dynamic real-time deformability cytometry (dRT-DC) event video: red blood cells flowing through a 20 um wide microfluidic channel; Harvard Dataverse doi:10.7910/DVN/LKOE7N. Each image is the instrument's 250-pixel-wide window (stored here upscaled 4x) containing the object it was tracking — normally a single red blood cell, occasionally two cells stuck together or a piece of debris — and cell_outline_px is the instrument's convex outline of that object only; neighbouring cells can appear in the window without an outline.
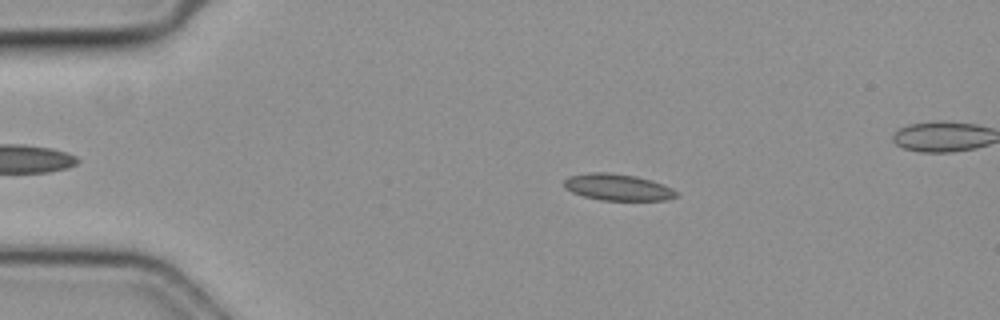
{"species": "common noctule bat (a hibernating species)", "species_latin": "Nyctalus noctula", "temperature_condition": "cold", "stored_images_in_passage": 48, "camera_frame_rate_fps": 3000, "um_per_image_px": 0.085, "animal": {"sex": "female", "body_mass_g": 19.3, "forearm_length_mm": 54.1}, "frame": {"image": 1, "passage_image": 11, "time_ms": 3.333, "image_size_px": [1000, 320], "cell_outline_px": [[680, 196], [664, 200], [600, 200], [584, 196], [572, 192], [564, 188], [564, 180], [568, 176], [592, 172], [608, 172], [636, 176], [652, 180], [672, 188]], "centroid_in_image_um": [52.5, 15.91], "position_along_channel_um": 32.5, "area_um2": 17.4}}
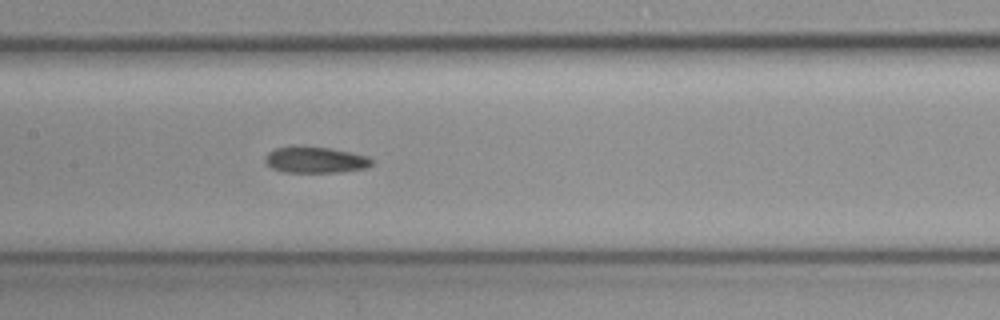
{"frame": {"image": 2, "passage_image": 27, "time_ms": 8.667, "image_size_px": [1000, 320], "cell_outline_px": [[372, 164], [364, 168], [340, 172], [284, 172], [272, 168], [264, 160], [264, 156], [268, 152], [276, 148], [292, 144], [328, 148], [352, 152], [368, 156], [372, 160]], "centroid_in_image_um": [26.75, 13.56], "position_along_channel_um": 180.6, "area_um2": 16.53}}
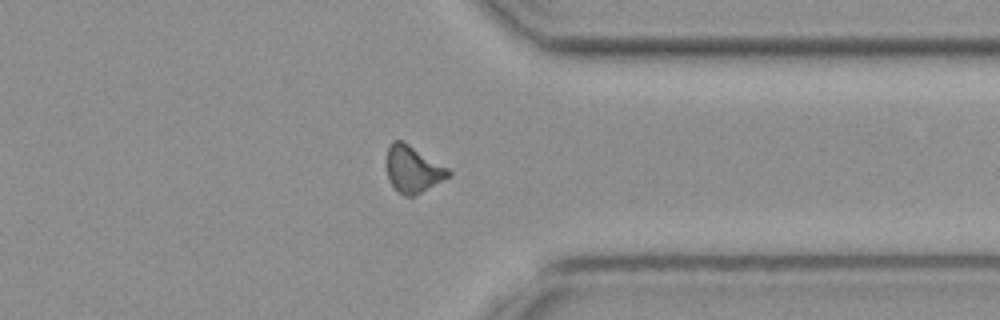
{"frame": {"image": 3, "passage_image": 43, "time_ms": 14.0, "image_size_px": [1000, 320], "cell_outline_px": [[452, 176], [412, 196], [404, 196], [388, 180], [388, 148], [392, 140], [400, 140], [408, 144], [448, 168], [452, 172]], "centroid_in_image_um": [35.13, 14.38], "position_along_channel_um": 376.3, "area_um2": 16.36}}